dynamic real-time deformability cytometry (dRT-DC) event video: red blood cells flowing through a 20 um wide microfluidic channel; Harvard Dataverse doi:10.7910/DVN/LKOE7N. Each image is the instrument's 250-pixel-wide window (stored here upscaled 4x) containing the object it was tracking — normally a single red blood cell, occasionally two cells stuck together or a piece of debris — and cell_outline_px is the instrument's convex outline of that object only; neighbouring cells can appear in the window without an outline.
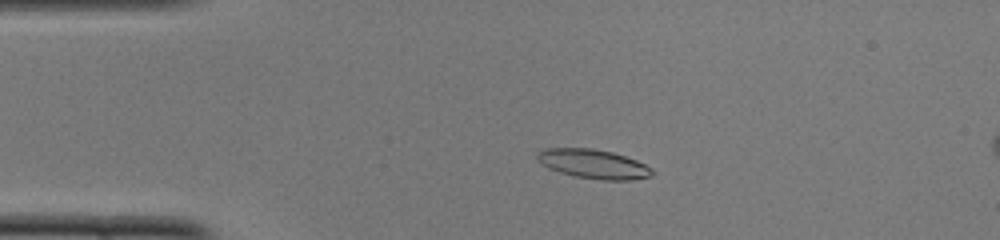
{"species": "common noctule bat (a hibernating species)", "species_latin": "Nyctalus noctula", "temperature_condition": "cold", "stored_images_in_passage": 50, "camera_frame_rate_fps": 3000, "um_per_image_px": 0.085, "animal": {"sex": "female", "body_mass_g": 22.0, "forearm_length_mm": 56.7}, "frame": {"image": 1, "passage_image": 10, "time_ms": 3.0, "image_size_px": [1000, 240], "cell_outline_px": [[656, 172], [652, 176], [632, 180], [600, 180], [576, 176], [560, 172], [548, 168], [536, 160], [536, 156], [540, 152], [548, 148], [592, 148], [612, 152], [636, 160], [652, 168]], "centroid_in_image_um": [50.47, 13.95], "position_along_channel_um": 34.5, "area_um2": 19.54}}
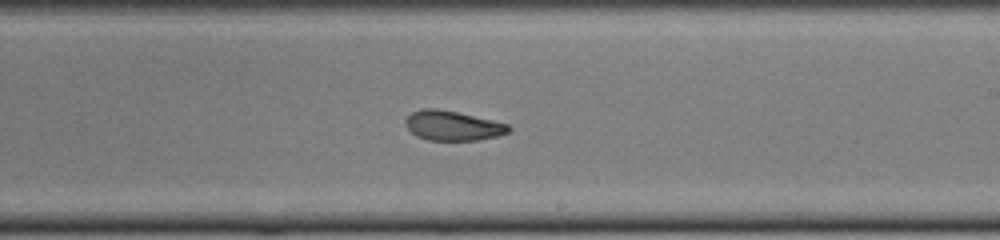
{"frame": {"image": 2, "passage_image": 29, "time_ms": 9.333, "image_size_px": [1000, 240], "cell_outline_px": [[512, 128], [508, 132], [496, 136], [476, 140], [428, 140], [416, 136], [404, 124], [404, 120], [412, 112], [420, 108], [436, 108], [456, 112], [492, 120], [508, 124]], "centroid_in_image_um": [38.44, 10.67], "position_along_channel_um": 250.6, "area_um2": 17.74}}
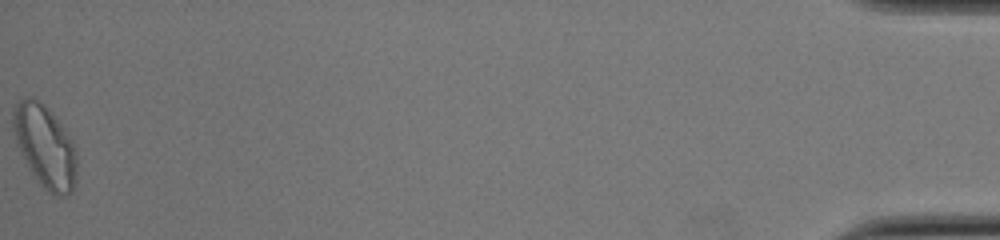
{"frame": {"image": 3, "passage_image": 50, "time_ms": 16.333, "image_size_px": [1000, 240], "cell_outline_px": [[76, 184], [72, 192], [68, 196], [56, 196], [48, 192], [40, 184], [32, 172], [16, 144], [12, 128], [12, 108], [24, 96], [32, 96], [44, 104], [60, 124], [72, 140], [76, 148]], "centroid_in_image_um": [3.82, 12.44], "position_along_channel_um": 431.4, "area_um2": 30.75}, "authors_computed_cell_mechanics": {"area_um2": 18.9873, "velocity_mm_per_s": 3.9851, "shape_relaxation_time_tau1_ms": null, "shape_relaxation_time_tau2_ms": 3.0375, "deformation_change_tau1": null, "deformation_change_tau2": 0.1003}}